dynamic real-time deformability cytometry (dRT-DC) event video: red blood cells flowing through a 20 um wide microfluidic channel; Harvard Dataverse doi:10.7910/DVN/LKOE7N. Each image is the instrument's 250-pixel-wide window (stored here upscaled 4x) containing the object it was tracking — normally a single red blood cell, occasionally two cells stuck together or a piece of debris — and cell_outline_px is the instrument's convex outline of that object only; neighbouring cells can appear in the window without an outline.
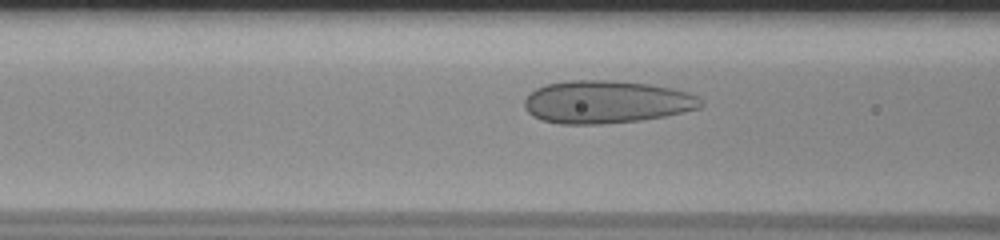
{"species": "human", "species_latin": "Homo sapiens", "temperature_condition": "room temperature", "stored_images_in_passage": 57, "camera_frame_rate_fps": 3000, "um_per_image_px": 0.085, "donor": {"sex": "male"}, "frame": {"image": 1, "passage_image": 24, "time_ms": 7.667, "image_size_px": [1000, 240], "cell_outline_px": [[704, 104], [700, 108], [664, 116], [640, 120], [600, 124], [560, 124], [544, 120], [532, 116], [524, 108], [524, 100], [536, 88], [544, 84], [568, 80], [608, 80], [648, 84], [688, 92], [696, 96]], "centroid_in_image_um": [51.5, 8.66], "position_along_channel_um": 115.1, "area_um2": 43.75}}
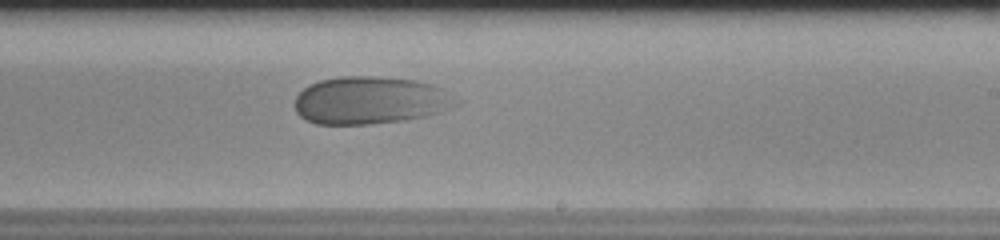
{"frame": {"image": 2, "passage_image": 36, "time_ms": 11.667, "image_size_px": [1000, 240], "cell_outline_px": [[448, 100], [436, 112], [404, 120], [368, 124], [316, 124], [300, 116], [296, 112], [296, 96], [304, 88], [320, 80], [340, 76], [372, 76], [416, 80], [432, 84], [440, 88]], "centroid_in_image_um": [31.24, 8.52], "position_along_channel_um": 257.8, "area_um2": 42.95}}
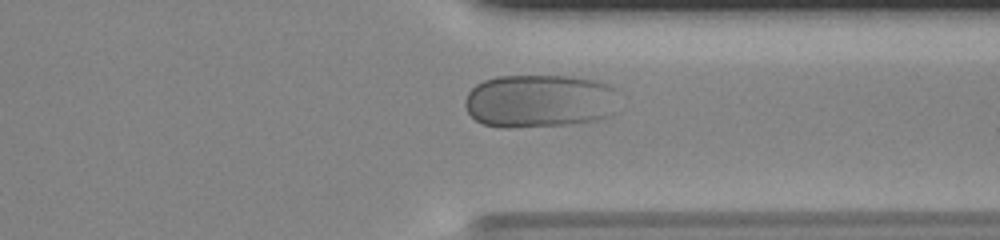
{"frame": {"image": 3, "passage_image": 45, "time_ms": 14.667, "image_size_px": [1000, 240], "cell_outline_px": [[612, 88], [608, 116], [596, 120], [568, 124], [508, 128], [500, 128], [484, 124], [476, 120], [468, 112], [464, 104], [464, 100], [468, 92], [476, 84], [484, 80], [496, 76], [572, 76], [592, 80], [608, 84]], "centroid_in_image_um": [45.7, 8.58], "position_along_channel_um": 365.7, "area_um2": 46.99}}